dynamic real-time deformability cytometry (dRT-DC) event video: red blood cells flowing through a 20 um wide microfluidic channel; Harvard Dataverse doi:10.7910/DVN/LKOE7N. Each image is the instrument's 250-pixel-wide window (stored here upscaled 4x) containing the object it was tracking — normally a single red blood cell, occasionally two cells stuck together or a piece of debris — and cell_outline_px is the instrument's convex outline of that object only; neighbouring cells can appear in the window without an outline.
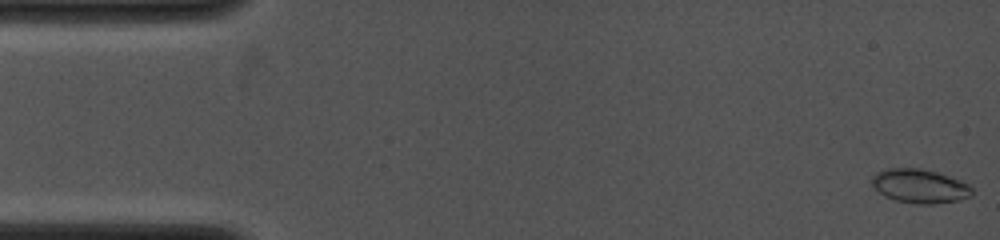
{"species": "common noctule bat (a hibernating species)", "species_latin": "Nyctalus noctula", "temperature_condition": "cold", "stored_images_in_passage": 9, "camera_frame_rate_fps": 4000, "um_per_image_px": 0.085, "animal": {"sex": "female", "body_mass_g": 19.0, "forearm_length_mm": 53.3}, "frame": {"image": 1, "passage_image": 1, "time_ms": 0.0, "image_size_px": [1000, 240], "cell_outline_px": [[972, 196], [960, 200], [932, 204], [916, 204], [896, 200], [884, 196], [872, 184], [872, 176], [876, 172], [888, 168], [920, 168], [936, 172], [960, 180], [968, 184], [972, 188]], "centroid_in_image_um": [78.19, 15.82], "position_along_channel_um": 6.8, "area_um2": 19.77}}
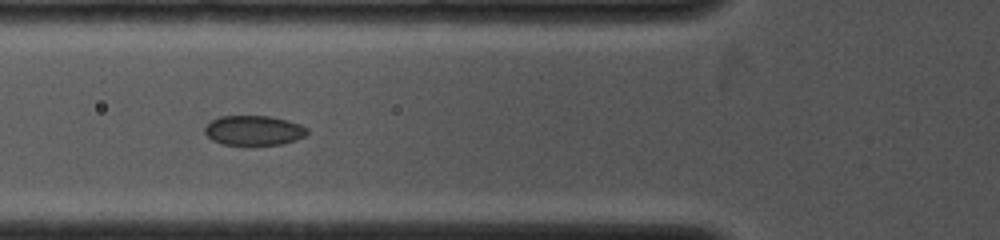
{"frame": {"image": 2, "passage_image": 8, "time_ms": 5.0, "image_size_px": [1000, 240], "cell_outline_px": [[308, 132], [304, 136], [296, 140], [280, 144], [224, 144], [212, 140], [204, 132], [204, 128], [212, 120], [220, 116], [268, 116], [288, 120], [300, 124], [308, 128]], "centroid_in_image_um": [21.58, 11.07], "position_along_channel_um": 104.2, "area_um2": 17.57}}
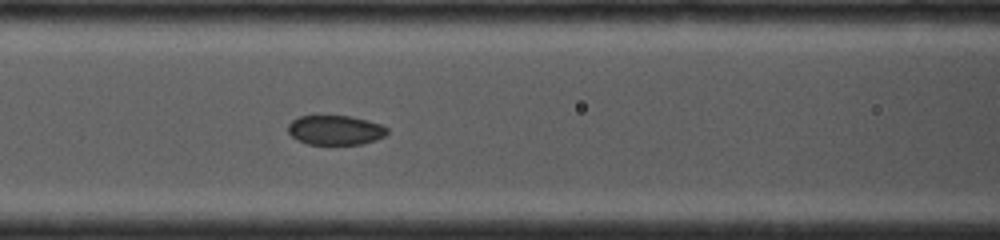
{"frame": {"image": 3, "passage_image": 9, "time_ms": 5.75, "image_size_px": [1000, 240], "cell_outline_px": [[388, 132], [384, 136], [376, 140], [360, 144], [308, 144], [296, 140], [288, 132], [288, 124], [292, 120], [300, 116], [352, 116], [368, 120], [380, 124], [388, 128]], "centroid_in_image_um": [28.5, 11.06], "position_along_channel_um": 138.1, "area_um2": 17.11}}